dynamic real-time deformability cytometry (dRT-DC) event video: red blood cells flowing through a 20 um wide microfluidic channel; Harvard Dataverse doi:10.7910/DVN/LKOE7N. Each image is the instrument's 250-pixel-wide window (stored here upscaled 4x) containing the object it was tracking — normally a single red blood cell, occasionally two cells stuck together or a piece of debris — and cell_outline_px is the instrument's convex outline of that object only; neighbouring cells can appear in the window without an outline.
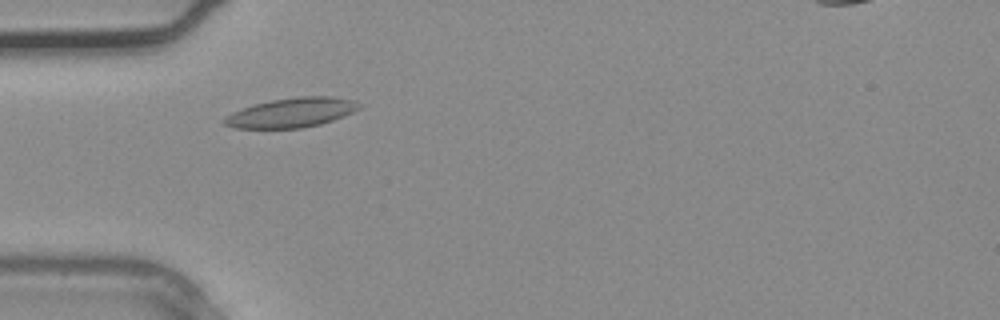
{"species": "common noctule bat (a hibernating species)", "species_latin": "Nyctalus noctula", "temperature_condition": "warm", "stored_images_in_passage": 2, "camera_frame_rate_fps": 3000, "um_per_image_px": 0.085, "animal": {"sex": "male", "body_mass_g": 20.4}, "frame": {"image": 1, "passage_image": 2, "time_ms": 0.333, "image_size_px": [1000, 320], "cell_outline_px": [[364, 104], [360, 108], [344, 116], [320, 124], [300, 128], [236, 128], [224, 124], [220, 120], [232, 112], [256, 104], [272, 100], [300, 96], [332, 96], [356, 100]], "centroid_in_image_um": [24.82, 9.56], "position_along_channel_um": 60.2, "area_um2": 23.18}}